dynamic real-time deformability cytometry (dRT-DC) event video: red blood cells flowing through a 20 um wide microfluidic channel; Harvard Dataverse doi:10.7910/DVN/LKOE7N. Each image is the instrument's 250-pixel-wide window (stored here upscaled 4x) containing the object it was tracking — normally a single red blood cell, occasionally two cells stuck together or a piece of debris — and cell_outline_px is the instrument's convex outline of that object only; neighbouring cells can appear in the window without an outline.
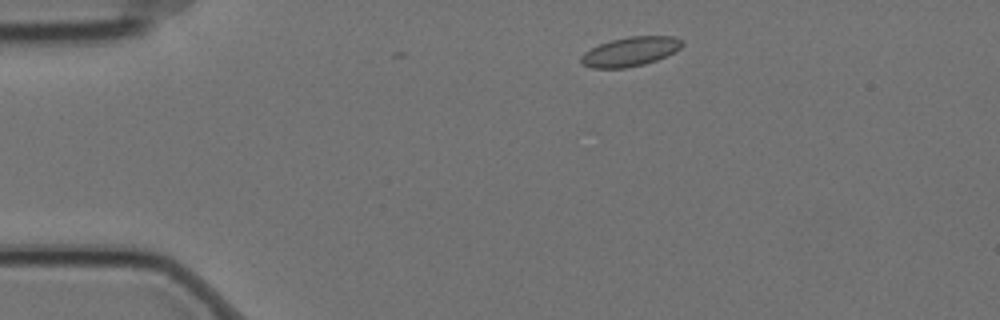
{"species": "Egyptian fruit bat (a non-hibernating species)", "species_latin": "Rousettus aegyptiacus", "temperature_condition": "cold", "stored_images_in_passage": 4, "camera_frame_rate_fps": 3000, "um_per_image_px": 0.085, "animal": {"sex": "female"}, "frame": {"image": 1, "passage_image": 2, "time_ms": 0.333, "image_size_px": [1000, 320], "cell_outline_px": [[684, 44], [676, 52], [656, 60], [644, 64], [624, 68], [592, 68], [580, 64], [580, 56], [584, 52], [600, 44], [612, 40], [628, 36], [676, 36], [684, 40]], "centroid_in_image_um": [53.6, 4.38], "position_along_channel_um": 31.4, "area_um2": 17.4}}
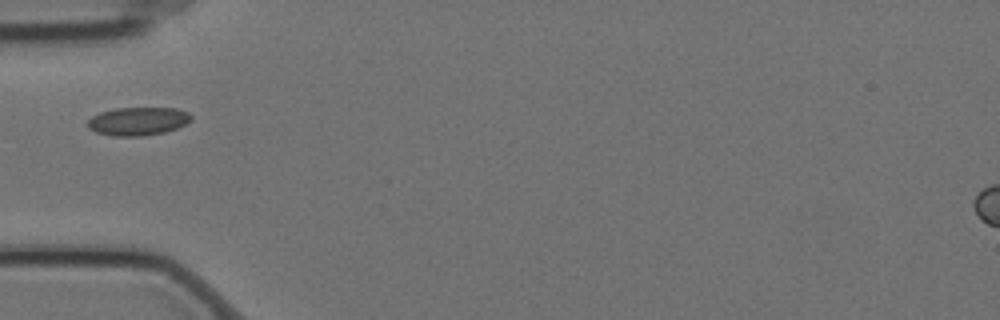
{"frame": {"image": 2, "passage_image": 4, "time_ms": 1.0, "image_size_px": [1000, 320], "cell_outline_px": [[192, 120], [176, 128], [164, 132], [140, 136], [112, 136], [96, 132], [88, 128], [88, 120], [92, 116], [100, 112], [116, 108], [176, 108], [188, 112], [192, 116]], "centroid_in_image_um": [11.72, 10.3], "position_along_channel_um": 73.3, "area_um2": 16.99}}